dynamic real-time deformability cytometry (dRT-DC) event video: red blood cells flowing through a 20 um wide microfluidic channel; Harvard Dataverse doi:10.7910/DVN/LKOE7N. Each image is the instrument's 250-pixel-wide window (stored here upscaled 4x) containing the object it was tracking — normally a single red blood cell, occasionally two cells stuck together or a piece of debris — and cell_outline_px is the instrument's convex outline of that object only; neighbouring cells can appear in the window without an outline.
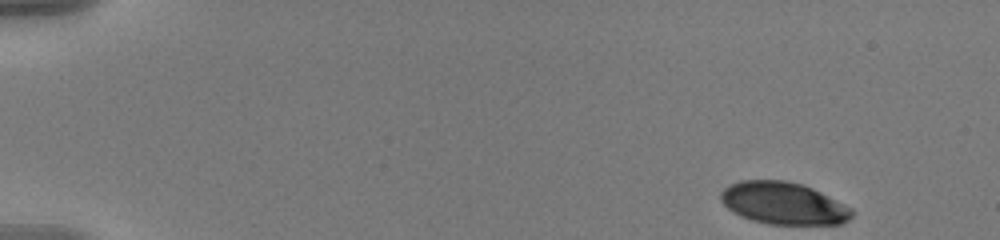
{"species": "human", "species_latin": "Homo sapiens", "temperature_condition": "warm", "stored_images_in_passage": 52, "camera_frame_rate_fps": 3000, "um_per_image_px": 0.085, "donor": {"sex": "male"}, "frame": {"image": 1, "passage_image": 1, "time_ms": 0.0, "image_size_px": [1000, 240], "cell_outline_px": [[852, 216], [844, 224], [768, 224], [752, 220], [740, 216], [732, 212], [720, 200], [720, 192], [724, 188], [740, 180], [784, 180], [800, 184], [812, 188], [852, 208]], "centroid_in_image_um": [66.57, 17.28], "position_along_channel_um": 18.4, "area_um2": 32.14}}
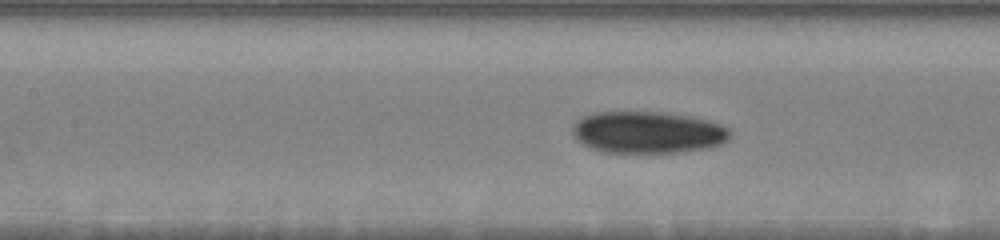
{"frame": {"image": 2, "passage_image": 23, "time_ms": 7.333, "image_size_px": [1000, 240], "cell_outline_px": [[732, 132], [728, 140], [720, 144], [708, 148], [680, 152], [604, 152], [592, 148], [576, 140], [572, 132], [572, 128], [584, 116], [592, 112], [660, 112], [688, 116], [708, 120], [720, 124], [728, 128]], "centroid_in_image_um": [55.08, 11.25], "position_along_channel_um": 152.3, "area_um2": 38.26}}
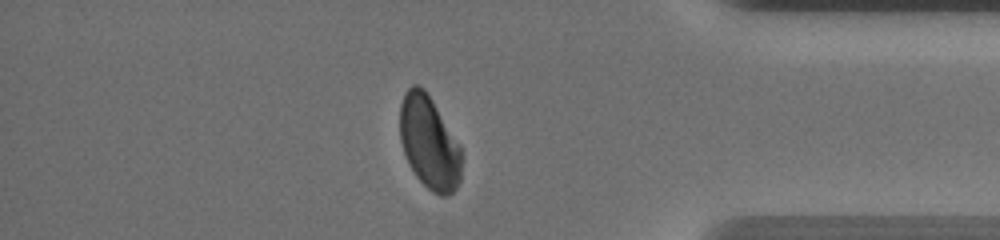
{"frame": {"image": 3, "passage_image": 45, "time_ms": 14.667, "image_size_px": [1000, 240], "cell_outline_px": [[460, 180], [456, 188], [448, 196], [440, 196], [432, 192], [416, 176], [408, 164], [400, 140], [400, 104], [404, 92], [412, 84], [416, 84], [424, 88], [432, 100], [460, 144]], "centroid_in_image_um": [36.46, 12.11], "position_along_channel_um": 398.7, "area_um2": 33.41}, "authors_computed_cell_mechanics": {"area_um2": 35.8071, "velocity_mm_per_s": 3.6285, "shape_relaxation_time_tau1_ms": 4.1678, "shape_relaxation_time_tau2_ms": 2.5652, "deformation_change_tau1": 0.1363, "deformation_change_tau2": 0.0709}}